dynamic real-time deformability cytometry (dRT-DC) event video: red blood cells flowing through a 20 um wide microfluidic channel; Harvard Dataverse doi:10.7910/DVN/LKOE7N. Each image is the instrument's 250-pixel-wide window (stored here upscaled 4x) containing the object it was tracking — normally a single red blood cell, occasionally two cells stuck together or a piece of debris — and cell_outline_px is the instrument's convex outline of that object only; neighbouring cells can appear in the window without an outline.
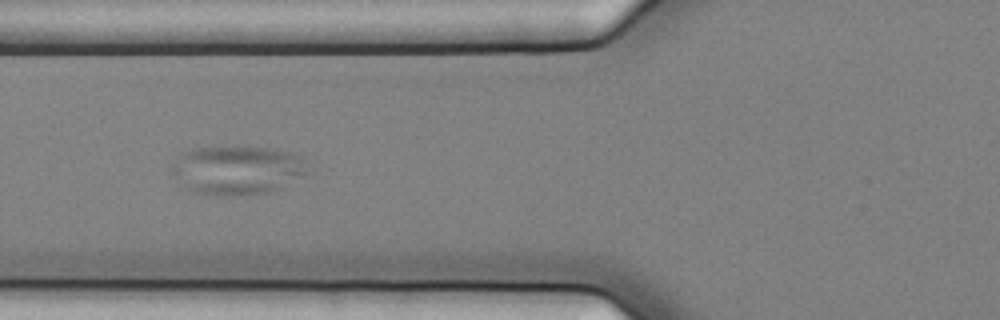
{"species": "common noctule bat (a hibernating species)", "species_latin": "Nyctalus noctula", "temperature_condition": "cold", "stored_images_in_passage": 60, "camera_frame_rate_fps": 3000, "um_per_image_px": 0.085, "animal": {"sex": "female", "body_mass_g": 25.1}, "frame": {"image": 1, "passage_image": 26, "time_ms": 8.333, "image_size_px": [1000, 320], "cell_outline_px": [[308, 172], [280, 188], [268, 192], [240, 196], [228, 196], [196, 192], [188, 188], [168, 168], [184, 152], [192, 148], [268, 148], [292, 152], [308, 160]], "centroid_in_image_um": [20.22, 14.46], "position_along_channel_um": 105.6, "area_um2": 38.21}}
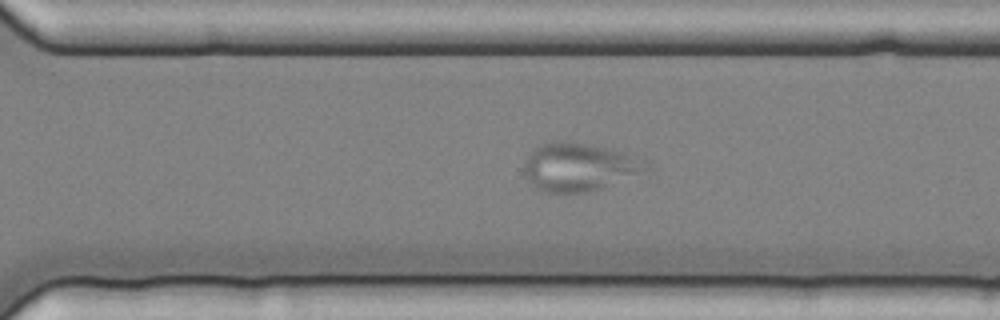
{"frame": {"image": 2, "passage_image": 44, "time_ms": 14.333, "image_size_px": [1000, 320], "cell_outline_px": [[652, 168], [600, 188], [588, 192], [548, 192], [536, 188], [524, 176], [524, 160], [532, 148], [540, 144], [556, 140], [568, 140], [612, 148], [648, 160]], "centroid_in_image_um": [49.21, 14.15], "position_along_channel_um": 321.4, "area_um2": 34.62}}
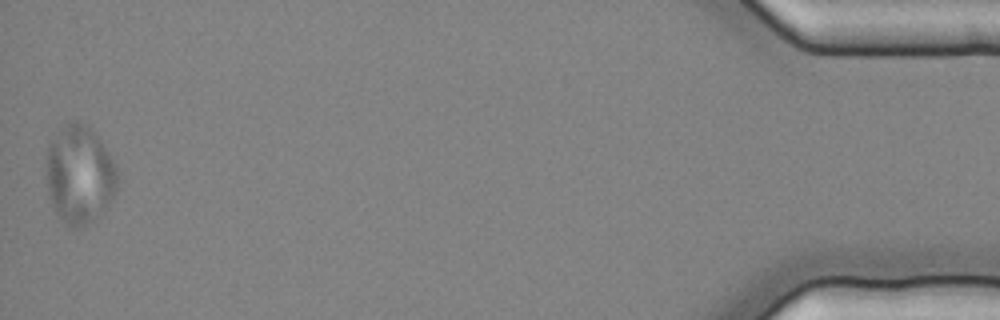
{"frame": {"image": 3, "passage_image": 60, "time_ms": 19.667, "image_size_px": [1000, 320], "cell_outline_px": [[116, 192], [112, 200], [84, 228], [68, 228], [64, 224], [56, 212], [48, 192], [44, 176], [48, 144], [60, 128], [68, 120], [80, 120], [88, 124], [92, 128], [116, 164]], "centroid_in_image_um": [6.72, 14.81], "position_along_channel_um": 428.5, "area_um2": 41.44}}